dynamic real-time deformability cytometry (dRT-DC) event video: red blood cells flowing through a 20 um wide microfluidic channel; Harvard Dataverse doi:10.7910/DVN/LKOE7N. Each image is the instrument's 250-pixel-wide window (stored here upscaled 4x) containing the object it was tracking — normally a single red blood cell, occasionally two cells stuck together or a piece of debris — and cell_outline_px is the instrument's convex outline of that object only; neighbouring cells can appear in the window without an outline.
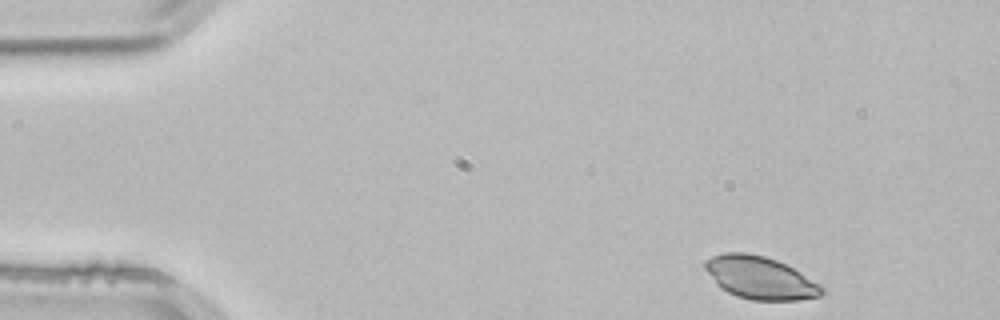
{"species": "common noctule bat (a hibernating species)", "species_latin": "Nyctalus noctula", "temperature_condition": "room temperature", "stored_images_in_passage": 48, "camera_frame_rate_fps": 3000, "um_per_image_px": 0.085, "animal": {"sex": "male", "body_mass_g": 21.5, "forearm_length_mm": 52.0}, "frame": {"image": 1, "passage_image": 1, "time_ms": 0.0, "image_size_px": [1000, 320], "cell_outline_px": [[828, 292], [820, 296], [800, 300], [752, 300], [736, 296], [720, 288], [716, 284], [704, 268], [704, 260], [712, 256], [724, 252], [744, 252], [764, 256], [776, 260], [800, 272], [820, 284]], "centroid_in_image_um": [64.61, 23.62], "position_along_channel_um": 20.4, "area_um2": 29.13}}
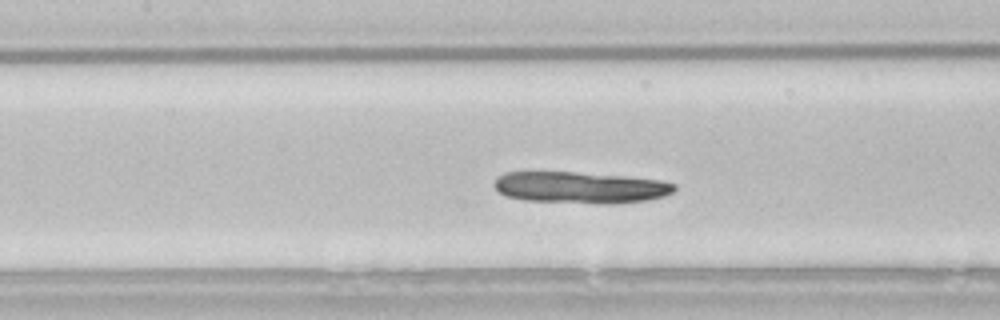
{"frame": {"image": 2, "passage_image": 19, "time_ms": 6.0, "image_size_px": [1000, 320], "cell_outline_px": [[676, 188], [672, 192], [664, 196], [648, 200], [620, 204], [604, 204], [524, 200], [504, 196], [492, 184], [496, 176], [504, 172], [576, 172], [624, 176], [660, 180], [676, 184]], "centroid_in_image_um": [49.31, 15.94], "position_along_channel_um": 158.1, "area_um2": 33.47}}
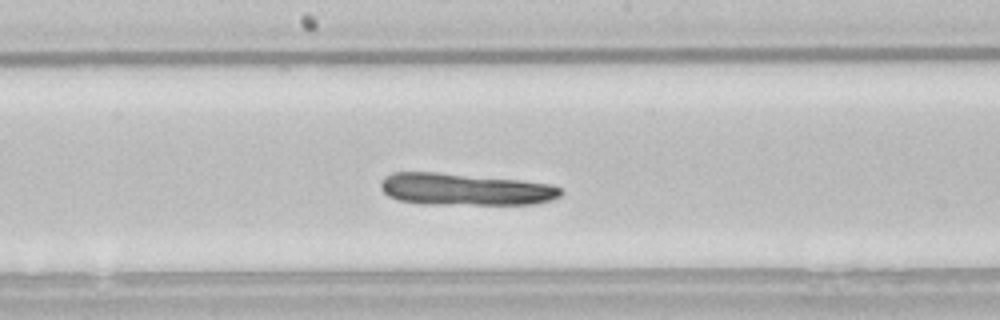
{"frame": {"image": 3, "passage_image": 23, "time_ms": 7.333, "image_size_px": [1000, 320], "cell_outline_px": [[564, 192], [560, 196], [552, 200], [532, 204], [424, 204], [400, 200], [388, 196], [380, 188], [380, 184], [384, 176], [392, 172], [436, 172], [520, 180], [552, 184], [560, 188]], "centroid_in_image_um": [39.53, 16.09], "position_along_channel_um": 208.7, "area_um2": 33.64}}